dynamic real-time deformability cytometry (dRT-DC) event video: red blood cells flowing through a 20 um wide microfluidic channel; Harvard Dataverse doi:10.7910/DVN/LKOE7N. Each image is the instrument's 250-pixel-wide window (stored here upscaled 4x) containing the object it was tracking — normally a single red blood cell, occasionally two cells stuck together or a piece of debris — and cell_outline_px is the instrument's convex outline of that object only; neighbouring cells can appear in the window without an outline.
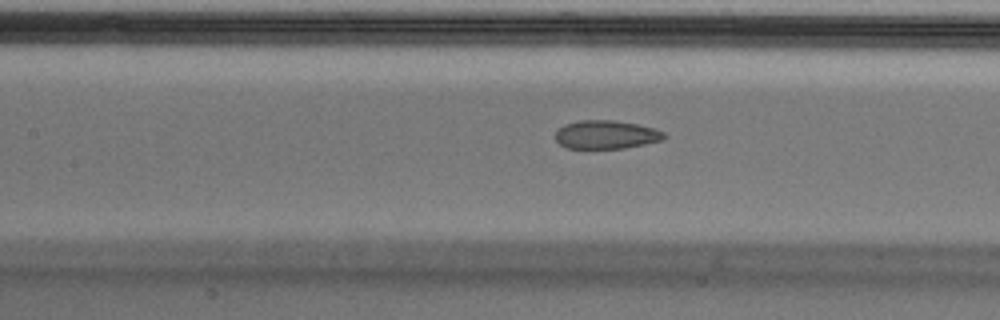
{"species": "Egyptian fruit bat (a non-hibernating species)", "species_latin": "Rousettus aegyptiacus", "temperature_condition": "cold", "stored_images_in_passage": 42, "camera_frame_rate_fps": 3000, "um_per_image_px": 0.085, "animal": {"sex": "male"}, "frame": {"image": 1, "passage_image": 12, "time_ms": 3.667, "image_size_px": [1000, 320], "cell_outline_px": [[668, 136], [664, 140], [624, 148], [568, 148], [560, 144], [556, 140], [556, 132], [564, 124], [580, 120], [612, 120], [636, 124], [656, 128], [664, 132]], "centroid_in_image_um": [51.56, 11.44], "position_along_channel_um": 155.8, "area_um2": 18.03}}
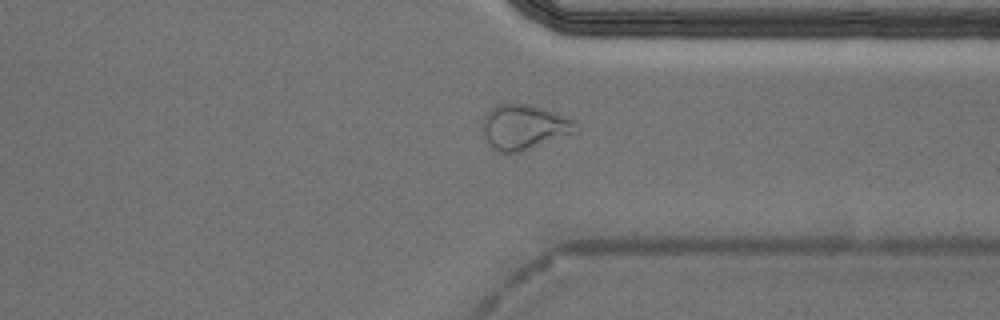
{"frame": {"image": 2, "passage_image": 29, "time_ms": 9.333, "image_size_px": [1000, 320], "cell_outline_px": [[580, 128], [576, 132], [520, 152], [500, 152], [492, 148], [484, 136], [484, 116], [488, 108], [496, 104], [528, 104], [576, 120], [580, 124]], "centroid_in_image_um": [44.56, 10.79], "position_along_channel_um": 366.8, "area_um2": 24.28}}
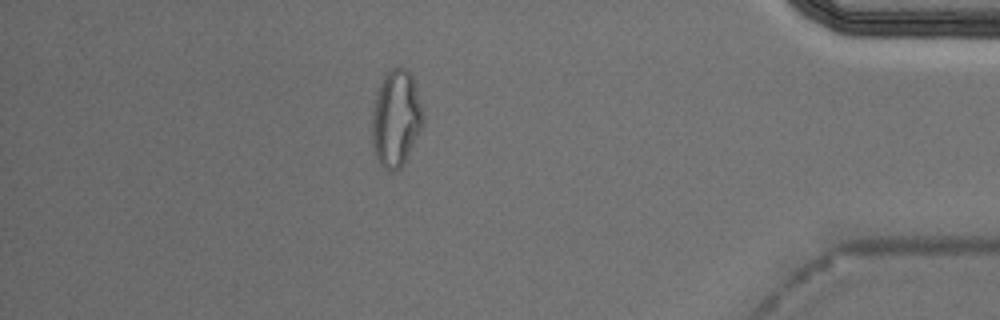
{"frame": {"image": 3, "passage_image": 35, "time_ms": 11.333, "image_size_px": [1000, 320], "cell_outline_px": [[424, 120], [404, 164], [396, 172], [388, 172], [380, 164], [372, 148], [372, 112], [376, 96], [380, 84], [384, 76], [392, 68], [400, 64], [408, 68], [412, 76], [416, 88]], "centroid_in_image_um": [33.64, 10.07], "position_along_channel_um": 401.6, "area_um2": 28.73}, "authors_computed_cell_mechanics": {"area_um2": 20.0855, "velocity_mm_per_s": 3.7254, "shape_relaxation_time_tau1_ms": null, "shape_relaxation_time_tau2_ms": 1.8429, "deformation_change_tau1": null, "deformation_change_tau2": 0.0762}}